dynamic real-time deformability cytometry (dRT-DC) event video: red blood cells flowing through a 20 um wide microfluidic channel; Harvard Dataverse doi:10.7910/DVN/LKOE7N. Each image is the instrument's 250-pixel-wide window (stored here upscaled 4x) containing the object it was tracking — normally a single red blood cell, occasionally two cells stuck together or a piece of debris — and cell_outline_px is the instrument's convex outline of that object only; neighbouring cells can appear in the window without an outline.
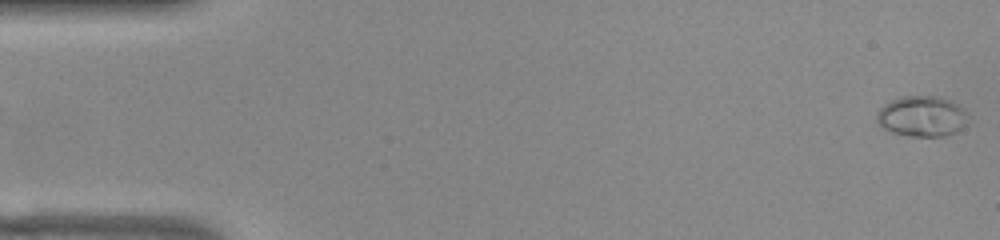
{"species": "common noctule bat (a hibernating species)", "species_latin": "Nyctalus noctula", "temperature_condition": "warm", "stored_images_in_passage": 53, "camera_frame_rate_fps": 3000, "um_per_image_px": 0.085, "animal": {"sex": "female", "body_mass_g": 22.0, "forearm_length_mm": 56.7}, "frame": {"image": 1, "passage_image": 1, "time_ms": 0.0, "image_size_px": [1000, 240], "cell_outline_px": [[964, 124], [956, 132], [944, 136], [908, 136], [892, 132], [880, 128], [876, 120], [876, 112], [884, 104], [900, 96], [940, 96], [952, 100], [964, 112]], "centroid_in_image_um": [78.27, 9.88], "position_along_channel_um": 6.7, "area_um2": 21.5}}
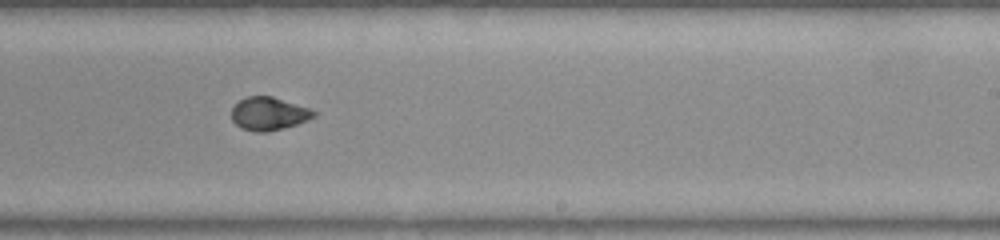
{"frame": {"image": 2, "passage_image": 32, "time_ms": 10.333, "image_size_px": [1000, 240], "cell_outline_px": [[316, 116], [308, 120], [296, 124], [268, 132], [256, 132], [240, 128], [232, 120], [232, 108], [244, 96], [272, 96], [308, 108], [316, 112]], "centroid_in_image_um": [22.82, 9.66], "position_along_channel_um": 266.2, "area_um2": 15.78}}
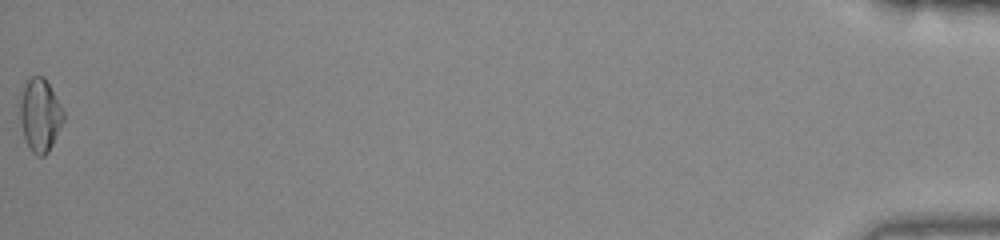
{"frame": {"image": 3, "passage_image": 53, "time_ms": 17.333, "image_size_px": [1000, 240], "cell_outline_px": [[64, 120], [48, 152], [44, 156], [36, 156], [28, 148], [24, 136], [20, 120], [20, 100], [24, 84], [32, 76], [44, 76], [60, 104], [64, 112]], "centroid_in_image_um": [3.39, 9.79], "position_along_channel_um": 431.8, "area_um2": 18.38}, "authors_computed_cell_mechanics": {"area_um2": 16.473, "velocity_mm_per_s": 3.8749, "shape_relaxation_time_tau1_ms": 8.5351, "shape_relaxation_time_tau2_ms": 0.8609, "deformation_change_tau1": 0.2651, "deformation_change_tau2": 0.0417}}